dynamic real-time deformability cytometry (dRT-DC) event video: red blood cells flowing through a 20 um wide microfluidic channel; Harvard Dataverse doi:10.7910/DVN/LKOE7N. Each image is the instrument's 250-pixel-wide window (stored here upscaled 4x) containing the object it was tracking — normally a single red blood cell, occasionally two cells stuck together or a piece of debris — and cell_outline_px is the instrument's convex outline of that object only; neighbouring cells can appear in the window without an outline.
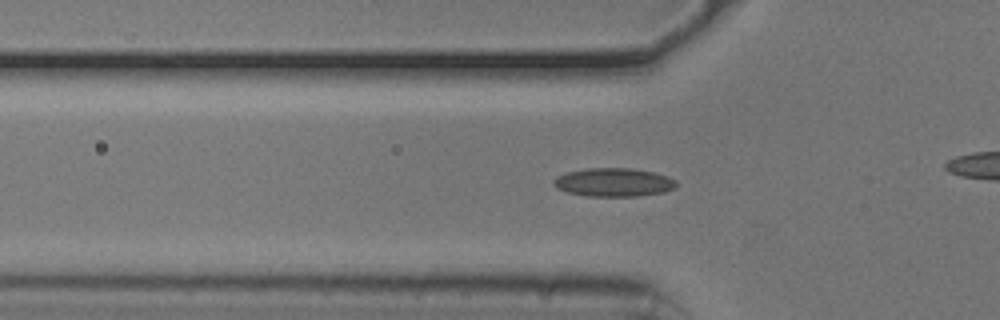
{"species": "common noctule bat (a hibernating species)", "species_latin": "Nyctalus noctula", "temperature_condition": "cold", "stored_images_in_passage": 35, "camera_frame_rate_fps": 3000, "um_per_image_px": 0.085, "animal": {"sex": "male", "body_mass_g": 20.5, "forearm_length_mm": 52.5}, "frame": {"image": 1, "passage_image": 9, "time_ms": 2.667, "image_size_px": [1000, 320], "cell_outline_px": [[676, 188], [664, 192], [636, 196], [588, 196], [568, 192], [556, 188], [552, 184], [552, 180], [556, 176], [568, 172], [584, 168], [628, 168], [652, 172], [668, 176], [676, 180]], "centroid_in_image_um": [52.14, 15.49], "position_along_channel_um": 73.7, "area_um2": 20.4}}
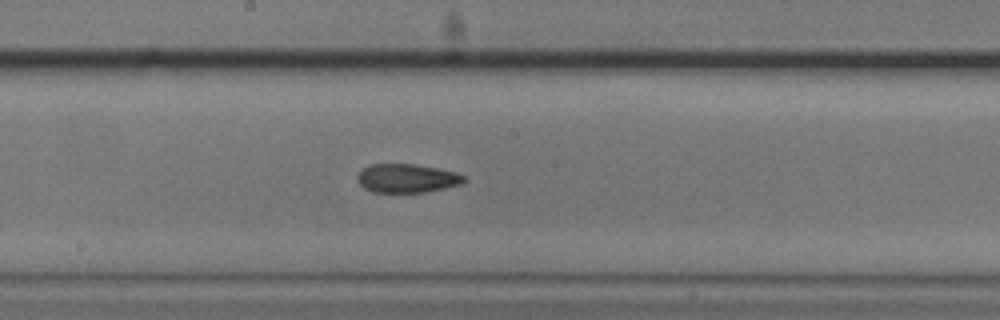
{"frame": {"image": 2, "passage_image": 20, "time_ms": 6.333, "image_size_px": [1000, 320], "cell_outline_px": [[468, 180], [464, 184], [428, 192], [372, 192], [364, 188], [360, 184], [356, 176], [368, 164], [412, 164], [436, 168], [456, 172], [464, 176]], "centroid_in_image_um": [34.63, 15.16], "position_along_channel_um": 213.6, "area_um2": 17.98}}
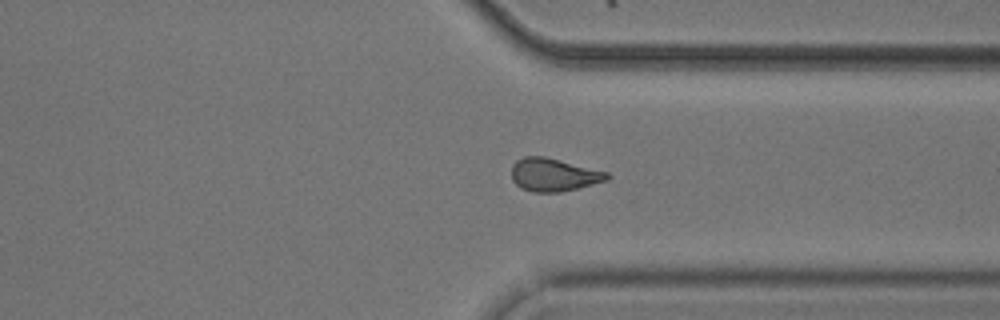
{"frame": {"image": 3, "passage_image": 32, "time_ms": 10.333, "image_size_px": [1000, 320], "cell_outline_px": [[612, 176], [608, 180], [560, 192], [532, 192], [520, 188], [512, 180], [512, 164], [516, 160], [524, 156], [544, 156], [608, 172]], "centroid_in_image_um": [47.05, 14.85], "position_along_channel_um": 364.4, "area_um2": 18.38}}